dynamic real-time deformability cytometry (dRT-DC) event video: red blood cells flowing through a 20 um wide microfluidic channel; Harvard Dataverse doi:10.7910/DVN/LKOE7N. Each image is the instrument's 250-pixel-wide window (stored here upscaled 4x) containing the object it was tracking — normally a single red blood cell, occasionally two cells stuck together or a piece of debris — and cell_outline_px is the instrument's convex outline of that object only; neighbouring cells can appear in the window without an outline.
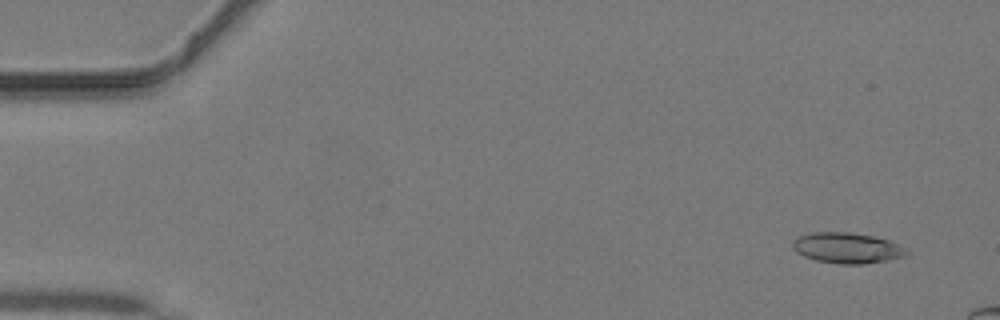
{"species": "common noctule bat (a hibernating species)", "species_latin": "Nyctalus noctula", "temperature_condition": "warm", "stored_images_in_passage": 11, "camera_frame_rate_fps": 3000, "um_per_image_px": 0.085, "animal": {"sex": "male", "body_mass_g": 19.2, "forearm_length_mm": 51.8}, "frame": {"image": 1, "passage_image": 1, "time_ms": 0.0, "image_size_px": [1000, 320], "cell_outline_px": [[908, 256], [888, 260], [864, 264], [840, 264], [816, 260], [804, 256], [796, 252], [792, 248], [792, 240], [800, 236], [812, 232], [852, 232], [876, 236], [888, 240], [904, 248], [908, 252]], "centroid_in_image_um": [71.99, 21.07], "position_along_channel_um": 13.0, "area_um2": 20.46}}
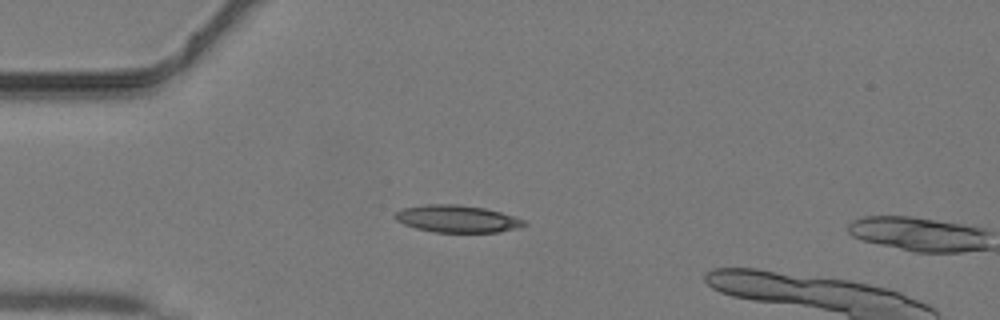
{"frame": {"image": 2, "passage_image": 10, "time_ms": 3.0, "image_size_px": [1000, 320], "cell_outline_px": [[528, 224], [516, 228], [496, 232], [436, 232], [416, 228], [404, 224], [396, 220], [392, 216], [400, 208], [424, 204], [456, 204], [484, 208], [500, 212], [524, 220]], "centroid_in_image_um": [38.79, 18.59], "position_along_channel_um": 46.2, "area_um2": 20.4}}